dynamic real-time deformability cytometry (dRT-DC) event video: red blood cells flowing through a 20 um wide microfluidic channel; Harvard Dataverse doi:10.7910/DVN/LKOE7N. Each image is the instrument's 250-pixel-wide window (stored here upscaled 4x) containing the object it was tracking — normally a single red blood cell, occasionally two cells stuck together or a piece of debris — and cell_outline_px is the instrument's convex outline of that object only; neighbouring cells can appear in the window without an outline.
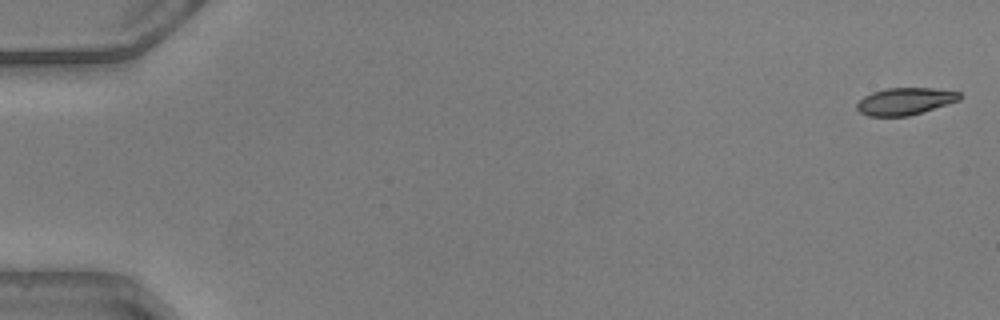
{"species": "common noctule bat (a hibernating species)", "species_latin": "Nyctalus noctula", "temperature_condition": "warm", "stored_images_in_passage": 15, "camera_frame_rate_fps": 3000, "um_per_image_px": 0.085, "animal": {"sex": "male", "body_mass_g": 20.5, "forearm_length_mm": 52.5}, "frame": {"image": 1, "passage_image": 1, "time_ms": 0.0, "image_size_px": [1000, 320], "cell_outline_px": [[964, 96], [960, 100], [908, 116], [868, 116], [860, 112], [856, 108], [856, 104], [864, 96], [872, 92], [884, 88], [932, 88], [960, 92]], "centroid_in_image_um": [76.93, 8.6], "position_along_channel_um": 8.1, "area_um2": 16.24}}